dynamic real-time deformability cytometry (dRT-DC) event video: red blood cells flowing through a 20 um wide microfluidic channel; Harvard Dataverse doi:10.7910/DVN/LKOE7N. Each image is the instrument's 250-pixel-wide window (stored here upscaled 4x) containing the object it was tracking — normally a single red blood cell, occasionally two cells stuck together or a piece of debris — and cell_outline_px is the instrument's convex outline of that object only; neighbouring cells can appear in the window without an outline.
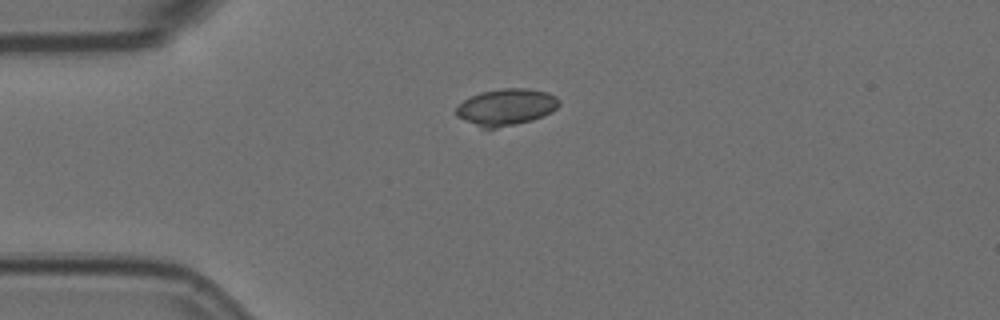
{"species": "Egyptian fruit bat (a non-hibernating species)", "species_latin": "Rousettus aegyptiacus", "temperature_condition": "room temperature", "stored_images_in_passage": 4, "camera_frame_rate_fps": 3000, "um_per_image_px": 0.085, "animal": {"sex": "female"}, "frame": {"image": 1, "passage_image": 1, "time_ms": 0.0, "image_size_px": [1000, 320], "cell_outline_px": [[560, 104], [552, 112], [544, 116], [532, 120], [496, 128], [480, 128], [456, 116], [456, 108], [464, 100], [480, 92], [504, 88], [528, 88], [548, 92], [556, 96], [560, 100]], "centroid_in_image_um": [43.05, 9.09], "position_along_channel_um": 42.0, "area_um2": 22.02}}
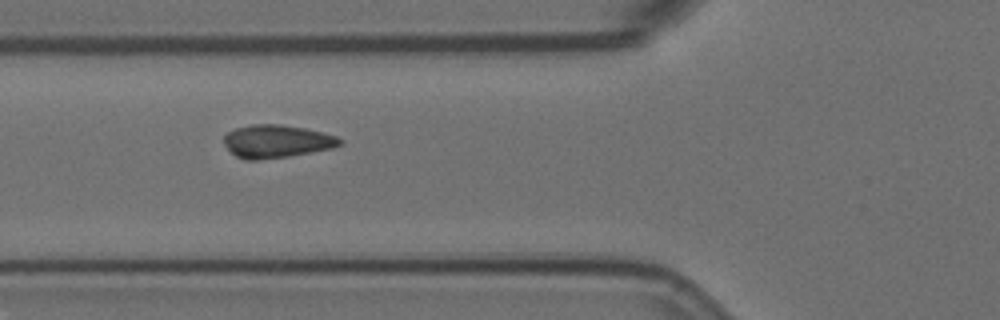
{"frame": {"image": 2, "passage_image": 3, "time_ms": 0.667, "image_size_px": [1000, 320], "cell_outline_px": [[344, 140], [340, 144], [332, 148], [288, 156], [256, 160], [244, 160], [236, 156], [224, 144], [224, 136], [228, 132], [236, 128], [252, 124], [280, 124], [304, 128], [336, 136]], "centroid_in_image_um": [23.49, 12.01], "position_along_channel_um": 102.3, "area_um2": 22.02}}
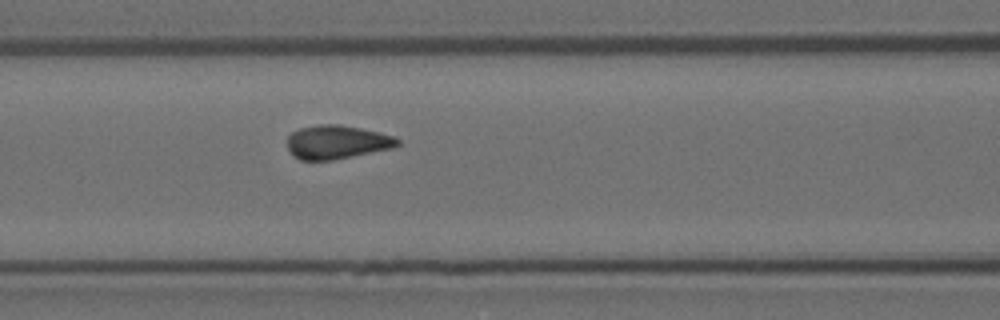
{"frame": {"image": 3, "passage_image": 4, "time_ms": 1.0, "image_size_px": [1000, 320], "cell_outline_px": [[400, 144], [392, 148], [332, 160], [300, 160], [288, 148], [288, 136], [292, 132], [300, 128], [320, 124], [340, 124], [380, 132], [396, 136], [400, 140]], "centroid_in_image_um": [28.67, 12.06], "position_along_channel_um": 137.9, "area_um2": 21.56}}